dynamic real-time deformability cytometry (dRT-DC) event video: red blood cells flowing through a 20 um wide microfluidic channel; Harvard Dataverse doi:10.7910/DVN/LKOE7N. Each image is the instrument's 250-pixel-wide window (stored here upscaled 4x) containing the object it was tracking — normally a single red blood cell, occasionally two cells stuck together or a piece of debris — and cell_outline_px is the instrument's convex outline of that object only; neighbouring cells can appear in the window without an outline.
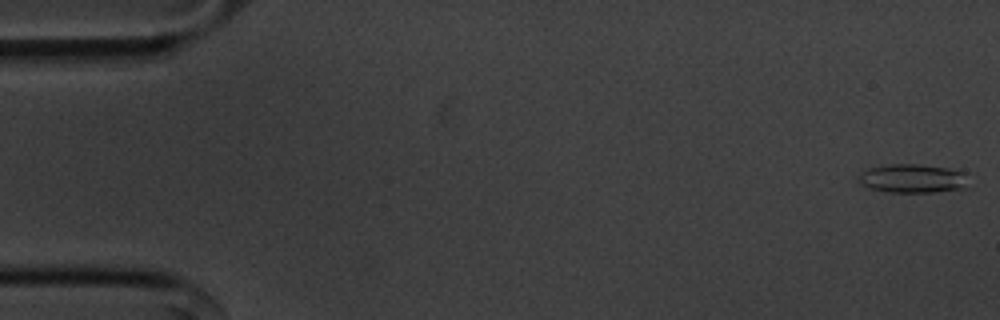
{"species": "common noctule bat (a hibernating species)", "species_latin": "Nyctalus noctula", "temperature_condition": "cold", "stored_images_in_passage": 49, "segment_of_instrument_passage": [1, 2], "camera_frame_rate_fps": 3000, "um_per_image_px": 0.085, "animal": {"sex": "male", "body_mass_g": 20.1, "forearm_length_mm": 53.5}, "frame": {"image": 1, "passage_image": 1, "time_ms": 0.0, "image_size_px": [1000, 320], "cell_outline_px": [[964, 188], [932, 192], [888, 192], [872, 188], [856, 180], [868, 168], [892, 164], [920, 164], [948, 168], [964, 172]], "centroid_in_image_um": [77.55, 15.16], "position_along_channel_um": 7.5, "area_um2": 17.92}}
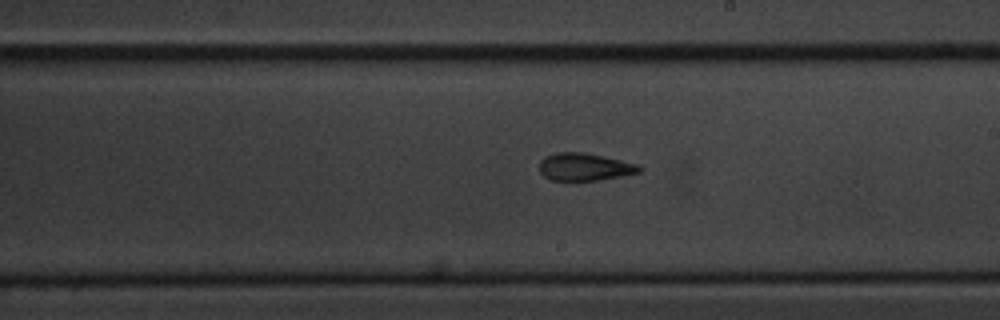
{"frame": {"image": 2, "passage_image": 31, "time_ms": 10.0, "image_size_px": [1000, 320], "cell_outline_px": [[644, 168], [640, 172], [600, 180], [552, 180], [544, 176], [540, 172], [540, 160], [544, 156], [556, 152], [584, 152], [604, 156], [640, 164]], "centroid_in_image_um": [49.72, 14.17], "position_along_channel_um": 239.3, "area_um2": 16.18}}
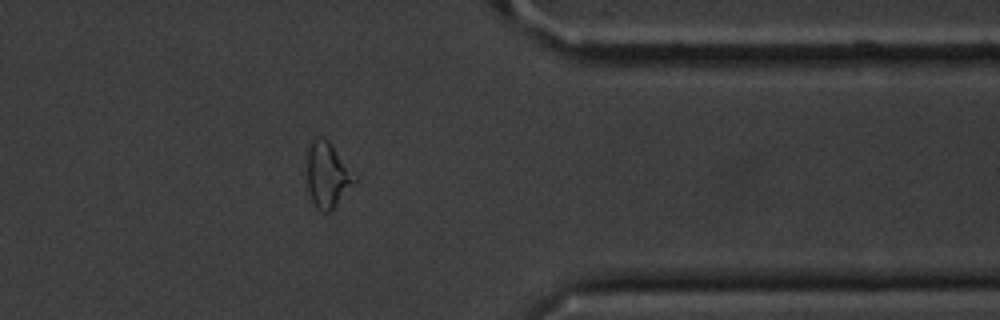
{"frame": {"image": 3, "passage_image": 44, "time_ms": 14.333, "image_size_px": [1000, 320], "cell_outline_px": [[356, 180], [332, 208], [328, 212], [320, 212], [312, 204], [308, 188], [304, 156], [308, 144], [316, 136], [324, 136], [332, 144], [356, 176]], "centroid_in_image_um": [27.74, 14.8], "position_along_channel_um": 383.7, "area_um2": 18.5}}